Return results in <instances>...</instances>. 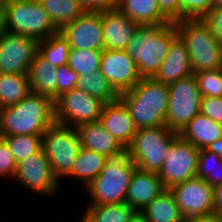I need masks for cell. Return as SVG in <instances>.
<instances>
[{"instance_id":"18","label":"cell","mask_w":222,"mask_h":222,"mask_svg":"<svg viewBox=\"0 0 222 222\" xmlns=\"http://www.w3.org/2000/svg\"><path fill=\"white\" fill-rule=\"evenodd\" d=\"M98 121L123 147L131 144L137 132L127 108L119 99L103 105Z\"/></svg>"},{"instance_id":"11","label":"cell","mask_w":222,"mask_h":222,"mask_svg":"<svg viewBox=\"0 0 222 222\" xmlns=\"http://www.w3.org/2000/svg\"><path fill=\"white\" fill-rule=\"evenodd\" d=\"M199 149L179 135L169 146L168 154L158 172L164 187L169 189L196 177Z\"/></svg>"},{"instance_id":"35","label":"cell","mask_w":222,"mask_h":222,"mask_svg":"<svg viewBox=\"0 0 222 222\" xmlns=\"http://www.w3.org/2000/svg\"><path fill=\"white\" fill-rule=\"evenodd\" d=\"M201 97L222 96V68L204 70L194 74Z\"/></svg>"},{"instance_id":"20","label":"cell","mask_w":222,"mask_h":222,"mask_svg":"<svg viewBox=\"0 0 222 222\" xmlns=\"http://www.w3.org/2000/svg\"><path fill=\"white\" fill-rule=\"evenodd\" d=\"M193 74L186 45L178 35L171 43L169 51L159 70L152 77L162 84H172Z\"/></svg>"},{"instance_id":"39","label":"cell","mask_w":222,"mask_h":222,"mask_svg":"<svg viewBox=\"0 0 222 222\" xmlns=\"http://www.w3.org/2000/svg\"><path fill=\"white\" fill-rule=\"evenodd\" d=\"M58 83L57 98L63 93L68 92L76 87L78 74H76L68 64L57 67Z\"/></svg>"},{"instance_id":"5","label":"cell","mask_w":222,"mask_h":222,"mask_svg":"<svg viewBox=\"0 0 222 222\" xmlns=\"http://www.w3.org/2000/svg\"><path fill=\"white\" fill-rule=\"evenodd\" d=\"M175 26L186 45L193 74L222 68V46L202 18L181 19Z\"/></svg>"},{"instance_id":"38","label":"cell","mask_w":222,"mask_h":222,"mask_svg":"<svg viewBox=\"0 0 222 222\" xmlns=\"http://www.w3.org/2000/svg\"><path fill=\"white\" fill-rule=\"evenodd\" d=\"M17 163L12 156L10 148L7 142L0 137V177H12L15 176Z\"/></svg>"},{"instance_id":"26","label":"cell","mask_w":222,"mask_h":222,"mask_svg":"<svg viewBox=\"0 0 222 222\" xmlns=\"http://www.w3.org/2000/svg\"><path fill=\"white\" fill-rule=\"evenodd\" d=\"M141 211L148 222H185L169 189L153 198Z\"/></svg>"},{"instance_id":"3","label":"cell","mask_w":222,"mask_h":222,"mask_svg":"<svg viewBox=\"0 0 222 222\" xmlns=\"http://www.w3.org/2000/svg\"><path fill=\"white\" fill-rule=\"evenodd\" d=\"M178 36L175 22L140 26L125 51L136 63L142 78H152Z\"/></svg>"},{"instance_id":"28","label":"cell","mask_w":222,"mask_h":222,"mask_svg":"<svg viewBox=\"0 0 222 222\" xmlns=\"http://www.w3.org/2000/svg\"><path fill=\"white\" fill-rule=\"evenodd\" d=\"M48 13L53 25L60 30L64 25L73 22L85 11L79 0H38Z\"/></svg>"},{"instance_id":"4","label":"cell","mask_w":222,"mask_h":222,"mask_svg":"<svg viewBox=\"0 0 222 222\" xmlns=\"http://www.w3.org/2000/svg\"><path fill=\"white\" fill-rule=\"evenodd\" d=\"M136 168L128 147L108 155L104 168L85 188L92 200L89 206L125 203L128 186Z\"/></svg>"},{"instance_id":"16","label":"cell","mask_w":222,"mask_h":222,"mask_svg":"<svg viewBox=\"0 0 222 222\" xmlns=\"http://www.w3.org/2000/svg\"><path fill=\"white\" fill-rule=\"evenodd\" d=\"M70 48L104 50L101 13L84 12L60 30Z\"/></svg>"},{"instance_id":"13","label":"cell","mask_w":222,"mask_h":222,"mask_svg":"<svg viewBox=\"0 0 222 222\" xmlns=\"http://www.w3.org/2000/svg\"><path fill=\"white\" fill-rule=\"evenodd\" d=\"M14 180L30 191L43 194L45 197L52 196L59 187L43 149L17 163Z\"/></svg>"},{"instance_id":"12","label":"cell","mask_w":222,"mask_h":222,"mask_svg":"<svg viewBox=\"0 0 222 222\" xmlns=\"http://www.w3.org/2000/svg\"><path fill=\"white\" fill-rule=\"evenodd\" d=\"M183 218L214 212L213 187L204 179L195 177L169 188Z\"/></svg>"},{"instance_id":"49","label":"cell","mask_w":222,"mask_h":222,"mask_svg":"<svg viewBox=\"0 0 222 222\" xmlns=\"http://www.w3.org/2000/svg\"><path fill=\"white\" fill-rule=\"evenodd\" d=\"M5 0H0V10H4Z\"/></svg>"},{"instance_id":"34","label":"cell","mask_w":222,"mask_h":222,"mask_svg":"<svg viewBox=\"0 0 222 222\" xmlns=\"http://www.w3.org/2000/svg\"><path fill=\"white\" fill-rule=\"evenodd\" d=\"M2 138L7 142L16 163L42 149V135H15Z\"/></svg>"},{"instance_id":"45","label":"cell","mask_w":222,"mask_h":222,"mask_svg":"<svg viewBox=\"0 0 222 222\" xmlns=\"http://www.w3.org/2000/svg\"><path fill=\"white\" fill-rule=\"evenodd\" d=\"M206 150L216 154L222 160V138L217 139L214 143H211Z\"/></svg>"},{"instance_id":"43","label":"cell","mask_w":222,"mask_h":222,"mask_svg":"<svg viewBox=\"0 0 222 222\" xmlns=\"http://www.w3.org/2000/svg\"><path fill=\"white\" fill-rule=\"evenodd\" d=\"M185 222H222L221 215L218 212H211L200 216L186 219Z\"/></svg>"},{"instance_id":"14","label":"cell","mask_w":222,"mask_h":222,"mask_svg":"<svg viewBox=\"0 0 222 222\" xmlns=\"http://www.w3.org/2000/svg\"><path fill=\"white\" fill-rule=\"evenodd\" d=\"M37 44L33 38L5 31L0 37V73L28 74Z\"/></svg>"},{"instance_id":"30","label":"cell","mask_w":222,"mask_h":222,"mask_svg":"<svg viewBox=\"0 0 222 222\" xmlns=\"http://www.w3.org/2000/svg\"><path fill=\"white\" fill-rule=\"evenodd\" d=\"M37 52L53 67L68 64L70 46L60 31L38 41Z\"/></svg>"},{"instance_id":"21","label":"cell","mask_w":222,"mask_h":222,"mask_svg":"<svg viewBox=\"0 0 222 222\" xmlns=\"http://www.w3.org/2000/svg\"><path fill=\"white\" fill-rule=\"evenodd\" d=\"M31 92L47 95L53 101L57 99V68L53 67L38 52L34 55L28 71Z\"/></svg>"},{"instance_id":"32","label":"cell","mask_w":222,"mask_h":222,"mask_svg":"<svg viewBox=\"0 0 222 222\" xmlns=\"http://www.w3.org/2000/svg\"><path fill=\"white\" fill-rule=\"evenodd\" d=\"M103 50L70 48L68 65L78 75L99 71Z\"/></svg>"},{"instance_id":"37","label":"cell","mask_w":222,"mask_h":222,"mask_svg":"<svg viewBox=\"0 0 222 222\" xmlns=\"http://www.w3.org/2000/svg\"><path fill=\"white\" fill-rule=\"evenodd\" d=\"M200 114L209 117L216 123L222 124V96L201 97Z\"/></svg>"},{"instance_id":"7","label":"cell","mask_w":222,"mask_h":222,"mask_svg":"<svg viewBox=\"0 0 222 222\" xmlns=\"http://www.w3.org/2000/svg\"><path fill=\"white\" fill-rule=\"evenodd\" d=\"M177 136L178 133L167 126L137 129L128 146L130 158L137 169L158 173Z\"/></svg>"},{"instance_id":"36","label":"cell","mask_w":222,"mask_h":222,"mask_svg":"<svg viewBox=\"0 0 222 222\" xmlns=\"http://www.w3.org/2000/svg\"><path fill=\"white\" fill-rule=\"evenodd\" d=\"M212 8V0H180V20L201 18Z\"/></svg>"},{"instance_id":"48","label":"cell","mask_w":222,"mask_h":222,"mask_svg":"<svg viewBox=\"0 0 222 222\" xmlns=\"http://www.w3.org/2000/svg\"><path fill=\"white\" fill-rule=\"evenodd\" d=\"M212 7L222 8V0H212Z\"/></svg>"},{"instance_id":"41","label":"cell","mask_w":222,"mask_h":222,"mask_svg":"<svg viewBox=\"0 0 222 222\" xmlns=\"http://www.w3.org/2000/svg\"><path fill=\"white\" fill-rule=\"evenodd\" d=\"M85 12L101 13L118 8L119 0H79Z\"/></svg>"},{"instance_id":"42","label":"cell","mask_w":222,"mask_h":222,"mask_svg":"<svg viewBox=\"0 0 222 222\" xmlns=\"http://www.w3.org/2000/svg\"><path fill=\"white\" fill-rule=\"evenodd\" d=\"M157 4L171 22L180 20V0H157Z\"/></svg>"},{"instance_id":"10","label":"cell","mask_w":222,"mask_h":222,"mask_svg":"<svg viewBox=\"0 0 222 222\" xmlns=\"http://www.w3.org/2000/svg\"><path fill=\"white\" fill-rule=\"evenodd\" d=\"M103 105L99 99L75 87L54 101L55 122L71 127L97 122Z\"/></svg>"},{"instance_id":"6","label":"cell","mask_w":222,"mask_h":222,"mask_svg":"<svg viewBox=\"0 0 222 222\" xmlns=\"http://www.w3.org/2000/svg\"><path fill=\"white\" fill-rule=\"evenodd\" d=\"M4 19L7 32L25 35L37 42L59 31L38 0H5Z\"/></svg>"},{"instance_id":"22","label":"cell","mask_w":222,"mask_h":222,"mask_svg":"<svg viewBox=\"0 0 222 222\" xmlns=\"http://www.w3.org/2000/svg\"><path fill=\"white\" fill-rule=\"evenodd\" d=\"M81 147L95 151L106 157L116 153L124 147L107 132L99 121L84 123L76 127Z\"/></svg>"},{"instance_id":"2","label":"cell","mask_w":222,"mask_h":222,"mask_svg":"<svg viewBox=\"0 0 222 222\" xmlns=\"http://www.w3.org/2000/svg\"><path fill=\"white\" fill-rule=\"evenodd\" d=\"M127 108L137 129L166 126L168 85L153 78H141L118 98Z\"/></svg>"},{"instance_id":"24","label":"cell","mask_w":222,"mask_h":222,"mask_svg":"<svg viewBox=\"0 0 222 222\" xmlns=\"http://www.w3.org/2000/svg\"><path fill=\"white\" fill-rule=\"evenodd\" d=\"M117 9L140 26L171 23L161 12L157 0H119Z\"/></svg>"},{"instance_id":"44","label":"cell","mask_w":222,"mask_h":222,"mask_svg":"<svg viewBox=\"0 0 222 222\" xmlns=\"http://www.w3.org/2000/svg\"><path fill=\"white\" fill-rule=\"evenodd\" d=\"M213 208L218 213L222 210V183L213 187Z\"/></svg>"},{"instance_id":"9","label":"cell","mask_w":222,"mask_h":222,"mask_svg":"<svg viewBox=\"0 0 222 222\" xmlns=\"http://www.w3.org/2000/svg\"><path fill=\"white\" fill-rule=\"evenodd\" d=\"M201 94L194 74L168 85L166 126L178 134L200 113Z\"/></svg>"},{"instance_id":"27","label":"cell","mask_w":222,"mask_h":222,"mask_svg":"<svg viewBox=\"0 0 222 222\" xmlns=\"http://www.w3.org/2000/svg\"><path fill=\"white\" fill-rule=\"evenodd\" d=\"M29 93L28 74L0 73V108L17 104Z\"/></svg>"},{"instance_id":"23","label":"cell","mask_w":222,"mask_h":222,"mask_svg":"<svg viewBox=\"0 0 222 222\" xmlns=\"http://www.w3.org/2000/svg\"><path fill=\"white\" fill-rule=\"evenodd\" d=\"M178 135L199 150L206 149L211 143L222 138V124L199 113Z\"/></svg>"},{"instance_id":"15","label":"cell","mask_w":222,"mask_h":222,"mask_svg":"<svg viewBox=\"0 0 222 222\" xmlns=\"http://www.w3.org/2000/svg\"><path fill=\"white\" fill-rule=\"evenodd\" d=\"M99 71L118 94L131 90L142 78L125 50L104 49Z\"/></svg>"},{"instance_id":"25","label":"cell","mask_w":222,"mask_h":222,"mask_svg":"<svg viewBox=\"0 0 222 222\" xmlns=\"http://www.w3.org/2000/svg\"><path fill=\"white\" fill-rule=\"evenodd\" d=\"M105 163V155L81 147L71 172L66 177L77 178L86 188L104 168Z\"/></svg>"},{"instance_id":"33","label":"cell","mask_w":222,"mask_h":222,"mask_svg":"<svg viewBox=\"0 0 222 222\" xmlns=\"http://www.w3.org/2000/svg\"><path fill=\"white\" fill-rule=\"evenodd\" d=\"M196 177L204 179L212 187L221 184L222 160L216 154L200 149Z\"/></svg>"},{"instance_id":"46","label":"cell","mask_w":222,"mask_h":222,"mask_svg":"<svg viewBox=\"0 0 222 222\" xmlns=\"http://www.w3.org/2000/svg\"><path fill=\"white\" fill-rule=\"evenodd\" d=\"M126 222H148L145 217V214L142 211L137 210L132 218Z\"/></svg>"},{"instance_id":"47","label":"cell","mask_w":222,"mask_h":222,"mask_svg":"<svg viewBox=\"0 0 222 222\" xmlns=\"http://www.w3.org/2000/svg\"><path fill=\"white\" fill-rule=\"evenodd\" d=\"M5 31L4 10H0V37Z\"/></svg>"},{"instance_id":"40","label":"cell","mask_w":222,"mask_h":222,"mask_svg":"<svg viewBox=\"0 0 222 222\" xmlns=\"http://www.w3.org/2000/svg\"><path fill=\"white\" fill-rule=\"evenodd\" d=\"M201 18L222 46V8L212 7Z\"/></svg>"},{"instance_id":"19","label":"cell","mask_w":222,"mask_h":222,"mask_svg":"<svg viewBox=\"0 0 222 222\" xmlns=\"http://www.w3.org/2000/svg\"><path fill=\"white\" fill-rule=\"evenodd\" d=\"M164 187L158 173L135 169L128 186L125 203L136 210H143L150 201L160 195Z\"/></svg>"},{"instance_id":"31","label":"cell","mask_w":222,"mask_h":222,"mask_svg":"<svg viewBox=\"0 0 222 222\" xmlns=\"http://www.w3.org/2000/svg\"><path fill=\"white\" fill-rule=\"evenodd\" d=\"M76 87L99 99L104 104L114 102L119 98V94L100 71L89 75H79Z\"/></svg>"},{"instance_id":"29","label":"cell","mask_w":222,"mask_h":222,"mask_svg":"<svg viewBox=\"0 0 222 222\" xmlns=\"http://www.w3.org/2000/svg\"><path fill=\"white\" fill-rule=\"evenodd\" d=\"M136 211L126 203L89 206L81 220L83 222H126Z\"/></svg>"},{"instance_id":"17","label":"cell","mask_w":222,"mask_h":222,"mask_svg":"<svg viewBox=\"0 0 222 222\" xmlns=\"http://www.w3.org/2000/svg\"><path fill=\"white\" fill-rule=\"evenodd\" d=\"M104 49L125 50L140 27L118 9L101 12Z\"/></svg>"},{"instance_id":"1","label":"cell","mask_w":222,"mask_h":222,"mask_svg":"<svg viewBox=\"0 0 222 222\" xmlns=\"http://www.w3.org/2000/svg\"><path fill=\"white\" fill-rule=\"evenodd\" d=\"M55 123L54 101L31 92L15 105L1 108L0 137L43 135Z\"/></svg>"},{"instance_id":"8","label":"cell","mask_w":222,"mask_h":222,"mask_svg":"<svg viewBox=\"0 0 222 222\" xmlns=\"http://www.w3.org/2000/svg\"><path fill=\"white\" fill-rule=\"evenodd\" d=\"M80 148V137L76 127L55 122L42 135V149L58 182L61 177H66L71 172Z\"/></svg>"}]
</instances>
